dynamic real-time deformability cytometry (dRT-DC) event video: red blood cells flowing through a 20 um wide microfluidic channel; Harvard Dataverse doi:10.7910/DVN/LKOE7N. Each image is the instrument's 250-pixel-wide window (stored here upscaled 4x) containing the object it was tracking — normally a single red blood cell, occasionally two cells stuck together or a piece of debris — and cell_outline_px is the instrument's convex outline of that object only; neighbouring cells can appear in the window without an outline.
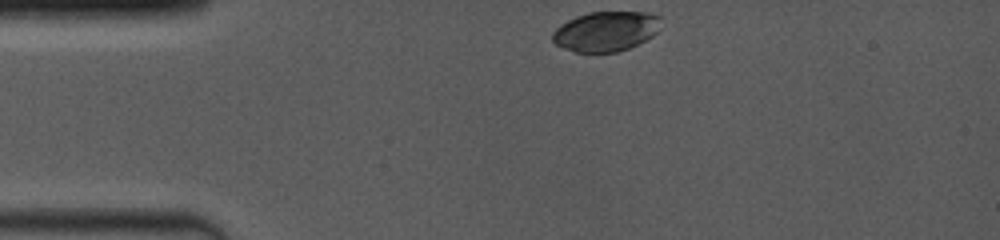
{"species": "common noctule bat (a hibernating species)", "species_latin": "Nyctalus noctula", "temperature_condition": "room temperature", "stored_images_in_passage": 5, "camera_frame_rate_fps": 4000, "um_per_image_px": 0.085, "animal": {"sex": "female", "body_mass_g": 19.0, "forearm_length_mm": 53.3}, "frame": {"image": 1, "passage_image": 1, "time_ms": 0.0, "image_size_px": [1000, 240], "cell_outline_px": [[660, 16], [656, 32], [652, 36], [628, 48], [616, 52], [576, 52], [564, 48], [556, 44], [552, 40], [552, 32], [560, 24], [576, 16], [588, 12], [648, 12]], "centroid_in_image_um": [51.45, 2.65], "position_along_channel_um": 33.5, "area_um2": 24.97}}
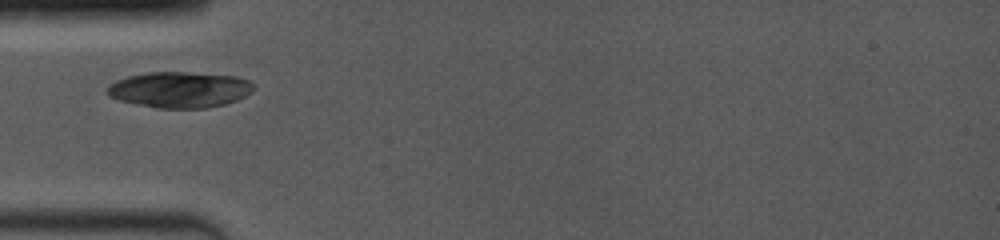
{"frame": {"image": 2, "passage_image": 4, "time_ms": 2.0, "image_size_px": [1000, 240], "cell_outline_px": [[256, 88], [252, 92], [236, 100], [224, 104], [204, 108], [156, 108], [120, 100], [108, 96], [108, 84], [116, 80], [128, 76], [148, 72], [188, 72], [236, 76], [248, 80]], "centroid_in_image_um": [15.28, 7.61], "position_along_channel_um": 69.7, "area_um2": 30.58}}
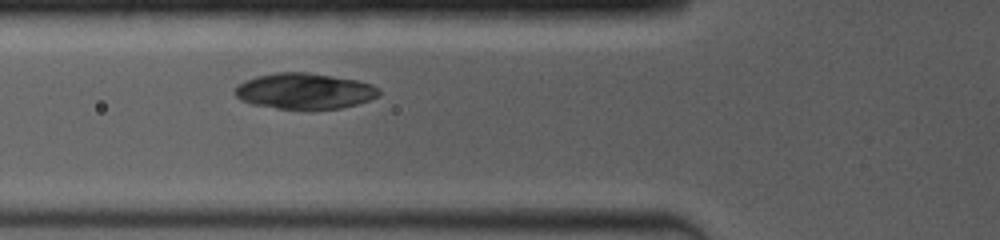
{"frame": {"image": 3, "passage_image": 5, "time_ms": 2.75, "image_size_px": [1000, 240], "cell_outline_px": [[380, 96], [356, 104], [340, 108], [312, 112], [308, 112], [276, 108], [252, 104], [240, 100], [232, 92], [244, 80], [256, 76], [276, 72], [308, 72], [356, 80], [372, 84], [380, 88]], "centroid_in_image_um": [25.88, 7.77], "position_along_channel_um": 99.9, "area_um2": 30.92}}